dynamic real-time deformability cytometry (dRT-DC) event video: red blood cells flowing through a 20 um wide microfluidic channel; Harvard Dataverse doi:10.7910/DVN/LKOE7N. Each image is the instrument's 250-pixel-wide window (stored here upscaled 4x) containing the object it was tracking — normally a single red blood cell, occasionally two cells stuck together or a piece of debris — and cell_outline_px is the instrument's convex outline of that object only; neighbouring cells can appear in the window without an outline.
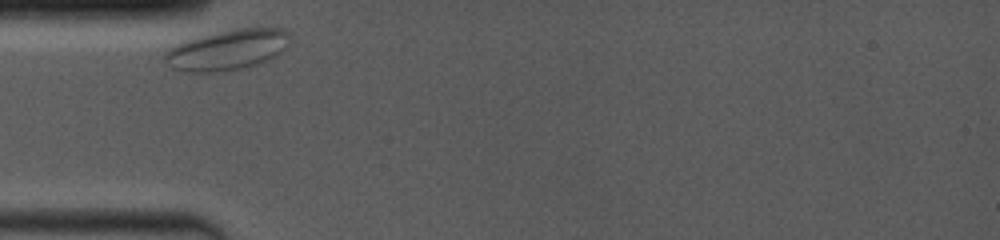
{"species": "common noctule bat (a hibernating species)", "species_latin": "Nyctalus noctula", "temperature_condition": "room temperature", "stored_images_in_passage": 17, "camera_frame_rate_fps": 4000, "um_per_image_px": 0.085, "animal": {"sex": "female", "body_mass_g": 19.0, "forearm_length_mm": 53.3}, "frame": {"image": 1, "passage_image": 1, "time_ms": 0.0, "image_size_px": [1000, 240], "cell_outline_px": [[288, 36], [284, 48], [276, 56], [268, 60], [256, 64], [240, 68], [216, 72], [188, 72], [172, 68], [168, 64], [164, 56], [164, 52], [168, 48], [176, 44], [200, 36], [216, 32], [240, 28], [280, 28], [288, 32]], "centroid_in_image_um": [19.28, 4.24], "position_along_channel_um": 65.7, "area_um2": 29.02}}
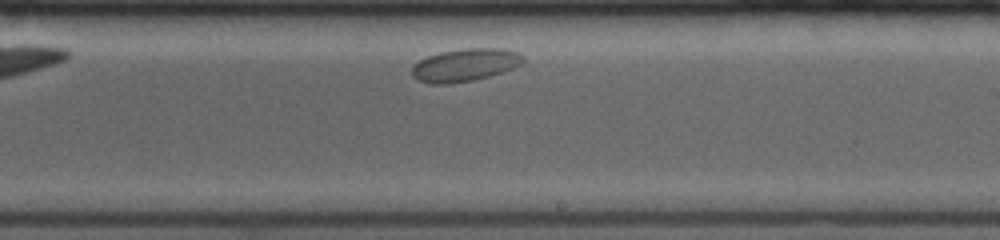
{"frame": {"image": 2, "passage_image": 10, "time_ms": 5.5, "image_size_px": [1000, 240], "cell_outline_px": [[524, 60], [520, 64], [512, 68], [488, 76], [472, 80], [448, 84], [428, 84], [416, 80], [412, 76], [412, 64], [428, 56], [440, 52], [464, 48], [504, 48], [516, 52], [524, 56]], "centroid_in_image_um": [39.47, 5.52], "position_along_channel_um": 249.5, "area_um2": 21.21}}
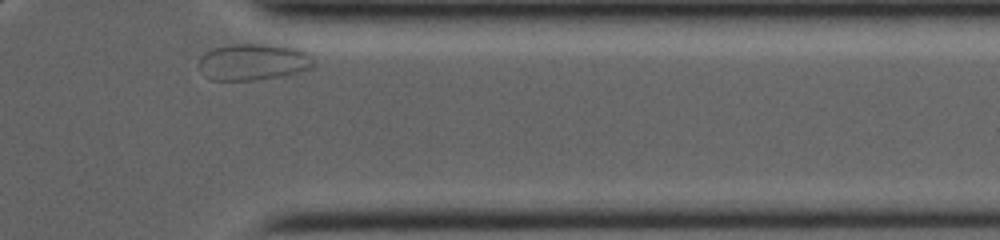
{"frame": {"image": 3, "passage_image": 17, "time_ms": 9.5, "image_size_px": [1000, 240], "cell_outline_px": [[312, 68], [276, 76], [252, 80], [212, 80], [204, 76], [200, 60], [200, 56], [204, 52], [216, 48], [232, 44], [268, 44], [304, 48], [312, 60]], "centroid_in_image_um": [21.53, 5.24], "position_along_channel_um": 389.9, "area_um2": 24.1}}